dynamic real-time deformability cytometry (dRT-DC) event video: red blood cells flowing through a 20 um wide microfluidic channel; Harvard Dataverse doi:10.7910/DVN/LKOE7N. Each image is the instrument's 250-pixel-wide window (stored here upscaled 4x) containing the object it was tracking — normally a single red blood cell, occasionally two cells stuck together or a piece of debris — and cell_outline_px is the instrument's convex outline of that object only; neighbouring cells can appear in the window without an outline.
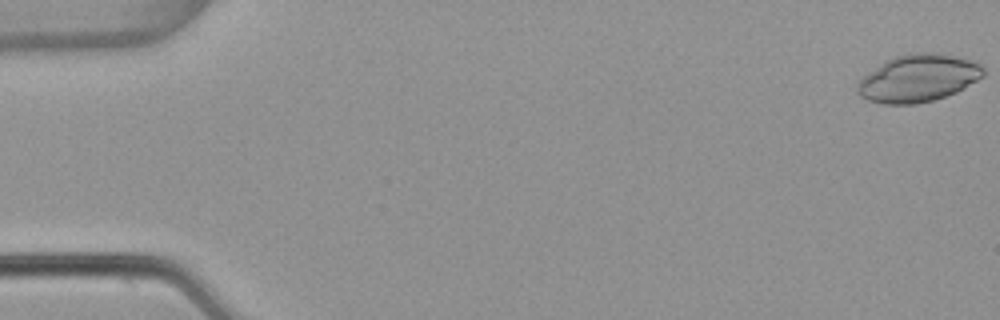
{"species": "common noctule bat (a hibernating species)", "species_latin": "Nyctalus noctula", "temperature_condition": "warm", "stored_images_in_passage": 4, "camera_frame_rate_fps": 3000, "um_per_image_px": 0.085, "animal": {"sex": "female", "body_mass_g": 22.7, "forearm_length_mm": 54.2}, "frame": {"image": 1, "passage_image": 1, "time_ms": 0.0, "image_size_px": [1000, 320], "cell_outline_px": [[984, 76], [956, 92], [932, 100], [916, 104], [884, 104], [868, 100], [860, 96], [856, 92], [856, 80], [880, 64], [896, 56], [912, 52], [932, 52], [952, 56], [968, 60], [980, 64], [984, 68]], "centroid_in_image_um": [77.99, 6.65], "position_along_channel_um": 7.0, "area_um2": 34.68}}